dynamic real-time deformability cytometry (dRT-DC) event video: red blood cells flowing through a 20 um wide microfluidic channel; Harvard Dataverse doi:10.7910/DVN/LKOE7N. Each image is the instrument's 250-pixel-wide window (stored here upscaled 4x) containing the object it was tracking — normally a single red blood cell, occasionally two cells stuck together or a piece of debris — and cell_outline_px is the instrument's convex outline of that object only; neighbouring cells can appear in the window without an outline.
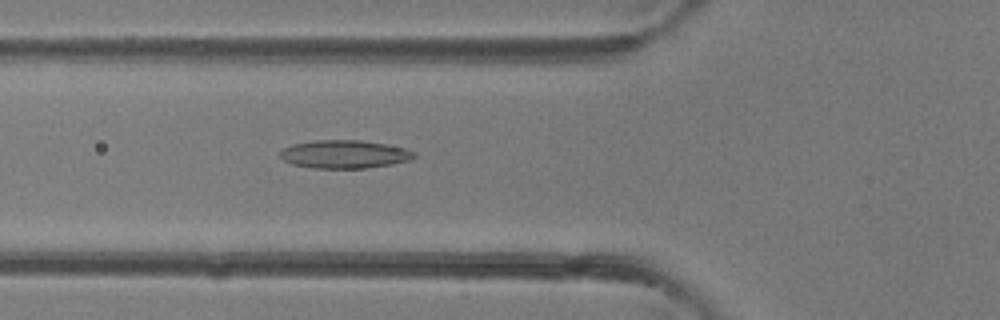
{"species": "common noctule bat (a hibernating species)", "species_latin": "Nyctalus noctula", "temperature_condition": "room temperature", "stored_images_in_passage": 40, "camera_frame_rate_fps": 3000, "um_per_image_px": 0.085, "animal": {"sex": "female"}, "frame": {"image": 1, "passage_image": 15, "time_ms": 4.667, "image_size_px": [1000, 320], "cell_outline_px": [[416, 156], [408, 160], [392, 164], [364, 168], [312, 168], [292, 164], [284, 160], [280, 156], [280, 152], [284, 148], [292, 144], [312, 140], [360, 140], [384, 144], [404, 148], [416, 152]], "centroid_in_image_um": [29.25, 13.1], "position_along_channel_um": 96.5, "area_um2": 21.91}}
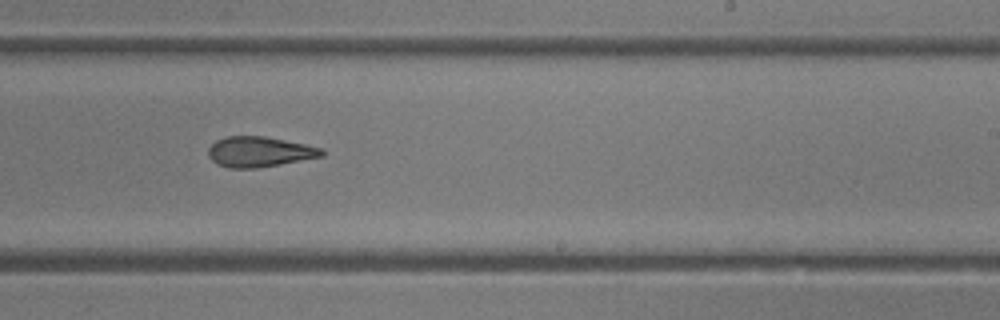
{"frame": {"image": 2, "passage_image": 25, "time_ms": 8.0, "image_size_px": [1000, 320], "cell_outline_px": [[324, 156], [256, 168], [228, 168], [216, 164], [208, 156], [208, 148], [216, 140], [224, 136], [264, 136], [324, 148]], "centroid_in_image_um": [22.02, 12.9], "position_along_channel_um": 267.0, "area_um2": 20.06}}
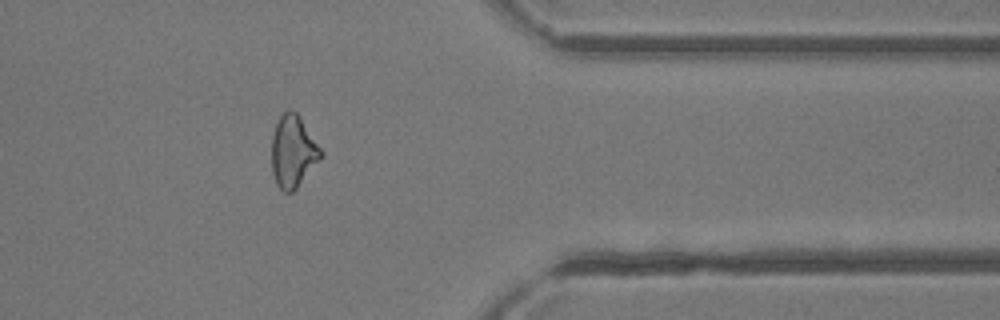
{"frame": {"image": 3, "passage_image": 33, "time_ms": 10.667, "image_size_px": [1000, 320], "cell_outline_px": [[324, 156], [296, 188], [292, 192], [284, 192], [276, 184], [272, 172], [272, 136], [276, 124], [280, 116], [288, 108], [296, 112], [300, 116], [324, 152]], "centroid_in_image_um": [24.93, 12.86], "position_along_channel_um": 386.5, "area_um2": 20.81}}